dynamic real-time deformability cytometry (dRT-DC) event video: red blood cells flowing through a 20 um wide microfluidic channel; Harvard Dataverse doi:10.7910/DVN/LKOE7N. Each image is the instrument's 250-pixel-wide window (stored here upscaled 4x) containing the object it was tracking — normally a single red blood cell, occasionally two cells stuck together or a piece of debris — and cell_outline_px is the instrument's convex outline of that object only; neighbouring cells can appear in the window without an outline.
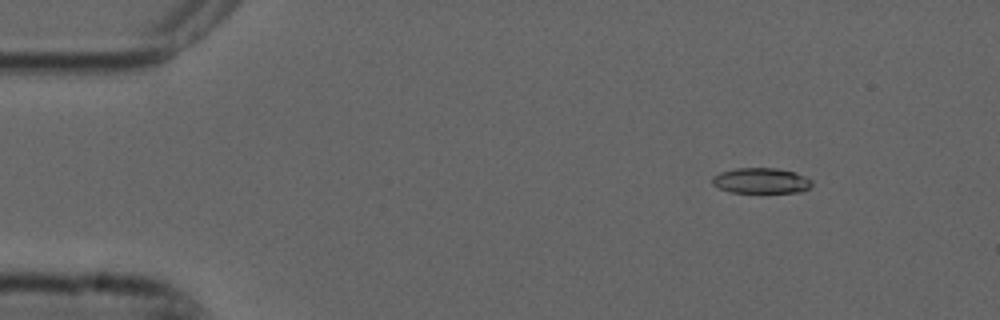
{"species": "common noctule bat (a hibernating species)", "species_latin": "Nyctalus noctula", "temperature_condition": "cold", "stored_images_in_passage": 5, "segment_of_instrument_passage": [1, 2], "camera_frame_rate_fps": 3000, "um_per_image_px": 0.085, "animal": {"sex": "male", "forearm_length_mm": 52.5}, "frame": {"image": 1, "passage_image": 2, "time_ms": 0.333, "image_size_px": [1000, 320], "cell_outline_px": [[812, 184], [808, 188], [800, 192], [732, 192], [720, 188], [712, 184], [712, 176], [720, 172], [736, 168], [776, 168], [792, 172], [804, 176], [812, 180]], "centroid_in_image_um": [64.67, 15.35], "position_along_channel_um": 20.3, "area_um2": 14.62}}